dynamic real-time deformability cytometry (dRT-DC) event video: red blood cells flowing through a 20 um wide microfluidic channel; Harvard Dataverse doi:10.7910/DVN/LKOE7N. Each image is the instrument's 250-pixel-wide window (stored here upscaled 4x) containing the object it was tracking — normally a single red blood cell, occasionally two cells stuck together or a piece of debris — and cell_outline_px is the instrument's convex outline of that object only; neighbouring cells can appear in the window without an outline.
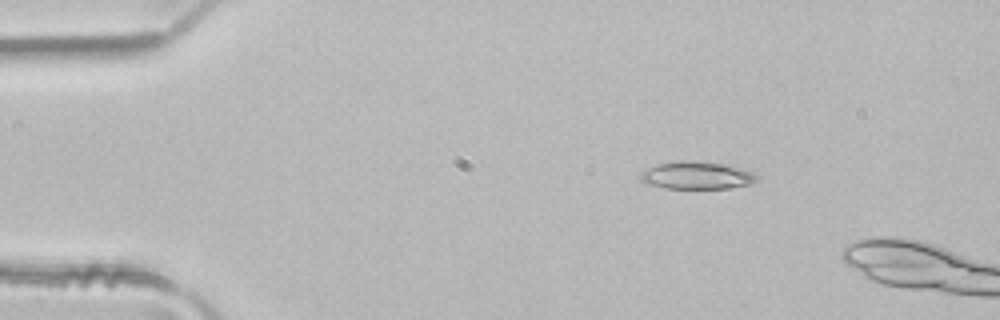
{"species": "common noctule bat (a hibernating species)", "species_latin": "Nyctalus noctula", "temperature_condition": "room temperature", "stored_images_in_passage": 2, "camera_frame_rate_fps": 3000, "um_per_image_px": 0.085, "animal": {"sex": "male", "body_mass_g": 21.5, "forearm_length_mm": 52.0}, "frame": {"image": 1, "passage_image": 1, "time_ms": 0.0, "image_size_px": [1000, 320], "cell_outline_px": [[756, 180], [752, 184], [724, 188], [664, 188], [640, 180], [640, 172], [656, 164], [676, 160], [696, 160], [732, 164], [752, 172], [756, 176]], "centroid_in_image_um": [59.23, 14.87], "position_along_channel_um": 25.8, "area_um2": 18.9}}